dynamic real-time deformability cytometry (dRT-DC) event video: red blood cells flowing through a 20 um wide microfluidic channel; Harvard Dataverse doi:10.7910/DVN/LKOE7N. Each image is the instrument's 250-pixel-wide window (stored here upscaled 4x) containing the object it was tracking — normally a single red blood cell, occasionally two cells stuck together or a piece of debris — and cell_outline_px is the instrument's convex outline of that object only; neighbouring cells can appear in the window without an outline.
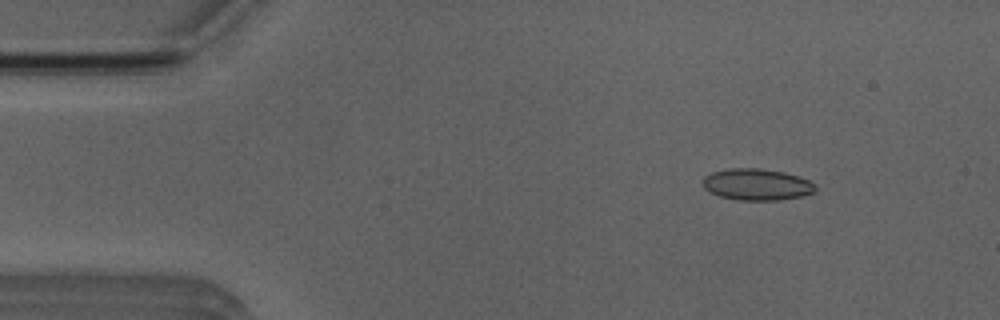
{"species": "Egyptian fruit bat (a non-hibernating species)", "species_latin": "Rousettus aegyptiacus", "temperature_condition": "room temperature", "stored_images_in_passage": 4, "camera_frame_rate_fps": 3000, "um_per_image_px": 0.085, "animal": {"sex": "male"}, "frame": {"image": 1, "passage_image": 2, "time_ms": 1.0, "image_size_px": [1000, 320], "cell_outline_px": [[816, 192], [800, 196], [780, 200], [740, 200], [720, 196], [704, 188], [704, 176], [712, 172], [728, 168], [760, 168], [784, 172], [808, 180], [816, 184]], "centroid_in_image_um": [64.35, 15.67], "position_along_channel_um": 20.7, "area_um2": 20.58}}